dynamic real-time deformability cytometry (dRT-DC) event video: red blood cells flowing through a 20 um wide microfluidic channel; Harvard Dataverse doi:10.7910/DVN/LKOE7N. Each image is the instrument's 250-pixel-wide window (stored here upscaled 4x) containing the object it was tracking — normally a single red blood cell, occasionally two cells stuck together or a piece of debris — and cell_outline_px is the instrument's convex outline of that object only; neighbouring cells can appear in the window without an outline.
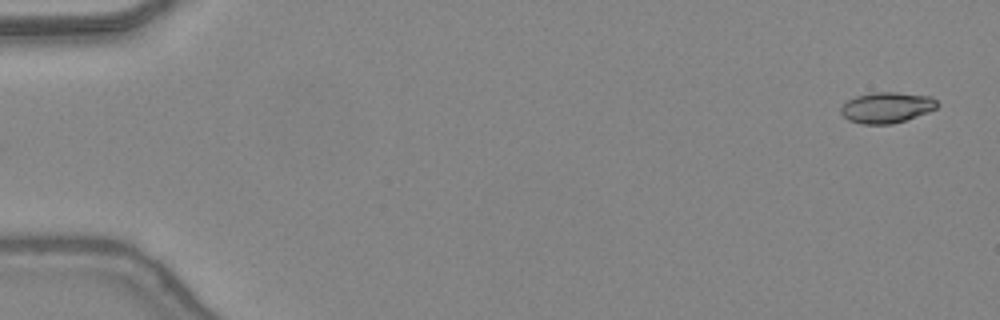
{"species": "common noctule bat (a hibernating species)", "species_latin": "Nyctalus noctula", "temperature_condition": "warm", "stored_images_in_passage": 47, "camera_frame_rate_fps": 3000, "um_per_image_px": 0.085, "animal": {"sex": "female", "body_mass_g": 24.6, "forearm_length_mm": 56.2}, "frame": {"image": 1, "passage_image": 2, "time_ms": 0.333, "image_size_px": [1000, 320], "cell_outline_px": [[940, 104], [936, 108], [928, 112], [892, 124], [860, 124], [848, 120], [840, 112], [840, 108], [848, 100], [856, 96], [872, 92], [896, 92], [932, 96]], "centroid_in_image_um": [75.37, 9.13], "position_along_channel_um": 9.6, "area_um2": 17.34}}
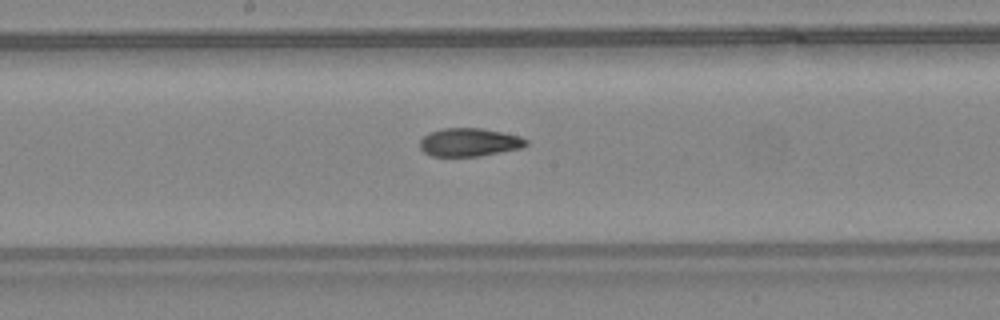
{"frame": {"image": 2, "passage_image": 26, "time_ms": 8.333, "image_size_px": [1000, 320], "cell_outline_px": [[528, 144], [524, 148], [480, 156], [432, 156], [424, 152], [420, 148], [420, 140], [428, 132], [444, 128], [480, 128], [520, 136], [528, 140]], "centroid_in_image_um": [39.91, 12.1], "position_along_channel_um": 208.3, "area_um2": 17.57}}
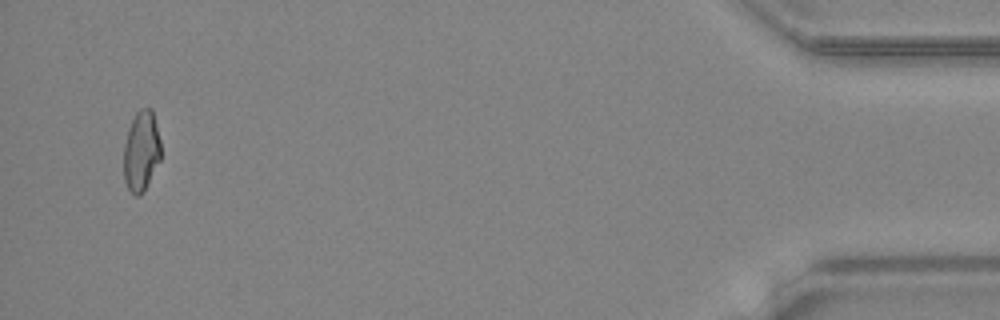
{"frame": {"image": 3, "passage_image": 46, "time_ms": 15.0, "image_size_px": [1000, 320], "cell_outline_px": [[160, 160], [144, 192], [140, 196], [136, 196], [128, 188], [124, 180], [124, 144], [128, 128], [136, 112], [140, 108], [152, 108], [160, 140]], "centroid_in_image_um": [12.01, 12.84], "position_along_channel_um": 423.2, "area_um2": 17.46}, "authors_computed_cell_mechanics": {"area_um2": 17.8024, "velocity_mm_per_s": 4.4337, "shape_relaxation_time_tau1_ms": null, "shape_relaxation_time_tau2_ms": 2.7581, "deformation_change_tau1": null, "deformation_change_tau2": 0.093}}